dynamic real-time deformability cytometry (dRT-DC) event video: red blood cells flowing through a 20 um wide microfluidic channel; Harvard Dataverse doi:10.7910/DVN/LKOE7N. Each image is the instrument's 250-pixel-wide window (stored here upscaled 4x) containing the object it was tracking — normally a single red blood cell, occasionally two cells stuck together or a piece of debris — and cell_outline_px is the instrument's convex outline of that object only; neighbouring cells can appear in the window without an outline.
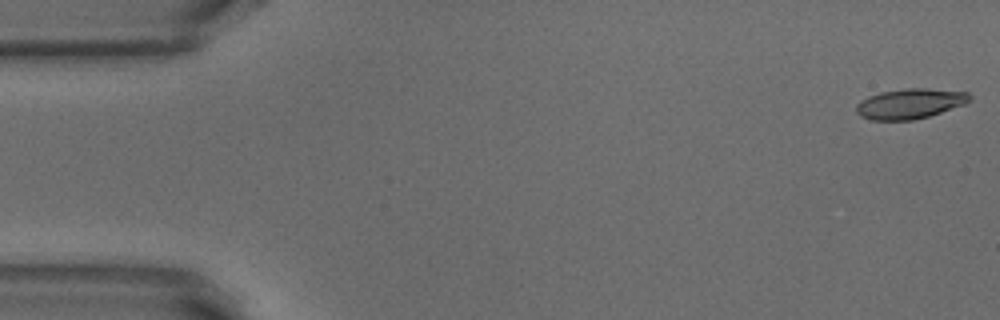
{"species": "common noctule bat (a hibernating species)", "species_latin": "Nyctalus noctula", "temperature_condition": "warm", "stored_images_in_passage": 52, "camera_frame_rate_fps": 3000, "um_per_image_px": 0.085, "animal": {"sex": "male", "body_mass_g": 18.8}, "frame": {"image": 1, "passage_image": 1, "time_ms": 0.0, "image_size_px": [1000, 320], "cell_outline_px": [[972, 96], [964, 104], [928, 116], [912, 120], [872, 120], [860, 116], [856, 112], [856, 104], [860, 100], [868, 96], [880, 92], [904, 88], [928, 88], [968, 92]], "centroid_in_image_um": [77.3, 8.8], "position_along_channel_um": 7.7, "area_um2": 19.88}}
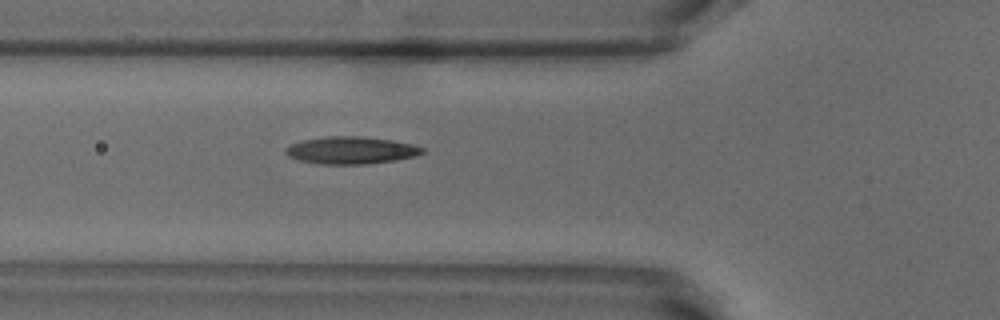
{"frame": {"image": 2, "passage_image": 18, "time_ms": 5.667, "image_size_px": [1000, 320], "cell_outline_px": [[424, 152], [416, 156], [396, 160], [368, 164], [320, 164], [300, 160], [288, 156], [284, 152], [284, 148], [292, 144], [304, 140], [328, 136], [360, 136], [392, 140], [412, 144], [424, 148]], "centroid_in_image_um": [29.85, 12.78], "position_along_channel_um": 95.9, "area_um2": 21.73}}
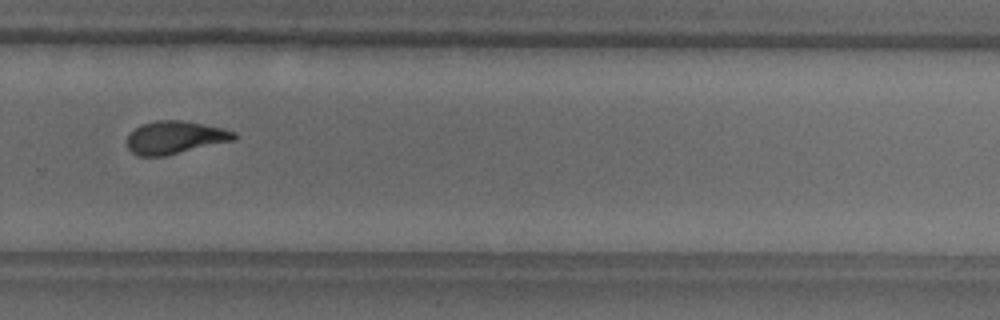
{"frame": {"image": 3, "passage_image": 35, "time_ms": 11.333, "image_size_px": [1000, 320], "cell_outline_px": [[236, 140], [164, 156], [140, 156], [132, 152], [128, 148], [128, 136], [140, 124], [156, 120], [180, 120], [220, 128], [236, 132]], "centroid_in_image_um": [14.88, 11.69], "position_along_channel_um": 314.9, "area_um2": 20.23}, "authors_computed_cell_mechanics": {"area_um2": 20.519, "velocity_mm_per_s": 3.8617, "shape_relaxation_time_tau1_ms": 8.0143, "shape_relaxation_time_tau2_ms": 2.8861, "deformation_change_tau1": 0.2339, "deformation_change_tau2": 0.1191}}